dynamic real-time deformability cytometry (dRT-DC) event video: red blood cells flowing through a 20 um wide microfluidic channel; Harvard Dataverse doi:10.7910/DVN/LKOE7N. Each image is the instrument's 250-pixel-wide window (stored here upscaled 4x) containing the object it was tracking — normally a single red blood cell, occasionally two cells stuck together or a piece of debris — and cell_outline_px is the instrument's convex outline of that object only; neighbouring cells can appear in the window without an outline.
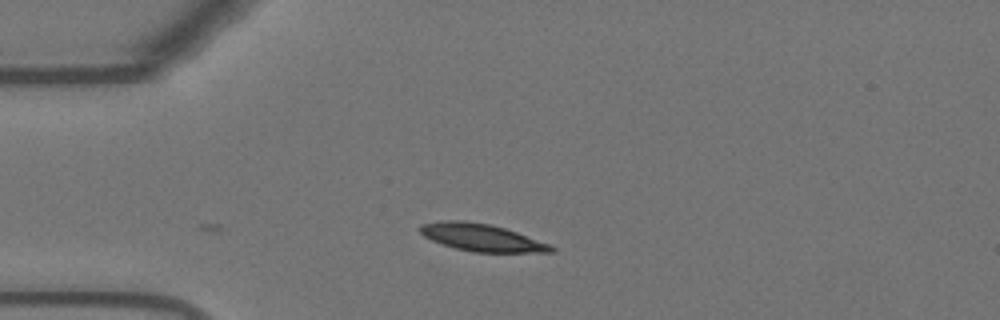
{"species": "Egyptian fruit bat (a non-hibernating species)", "species_latin": "Rousettus aegyptiacus", "temperature_condition": "warm", "stored_images_in_passage": 8, "camera_frame_rate_fps": 3000, "um_per_image_px": 0.085, "animal": {"sex": "female"}, "frame": {"image": 1, "passage_image": 8, "time_ms": 2.333, "image_size_px": [1000, 320], "cell_outline_px": [[556, 252], [472, 252], [456, 248], [432, 240], [424, 236], [416, 228], [420, 224], [444, 220], [464, 220], [488, 224], [504, 228], [516, 232], [548, 244], [556, 248]], "centroid_in_image_um": [40.89, 20.18], "position_along_channel_um": 44.1, "area_um2": 20.69}}